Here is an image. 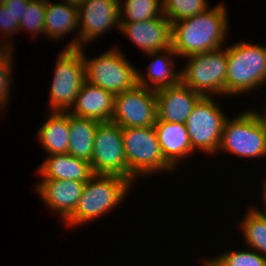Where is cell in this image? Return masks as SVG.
<instances>
[{
  "instance_id": "cell-1",
  "label": "cell",
  "mask_w": 266,
  "mask_h": 266,
  "mask_svg": "<svg viewBox=\"0 0 266 266\" xmlns=\"http://www.w3.org/2000/svg\"><path fill=\"white\" fill-rule=\"evenodd\" d=\"M227 8L222 3L172 23L171 47L178 57L223 48L228 37Z\"/></svg>"
},
{
  "instance_id": "cell-2",
  "label": "cell",
  "mask_w": 266,
  "mask_h": 266,
  "mask_svg": "<svg viewBox=\"0 0 266 266\" xmlns=\"http://www.w3.org/2000/svg\"><path fill=\"white\" fill-rule=\"evenodd\" d=\"M133 184L119 175L94 174L85 183L75 211L63 224L78 227L105 216L123 203Z\"/></svg>"
},
{
  "instance_id": "cell-3",
  "label": "cell",
  "mask_w": 266,
  "mask_h": 266,
  "mask_svg": "<svg viewBox=\"0 0 266 266\" xmlns=\"http://www.w3.org/2000/svg\"><path fill=\"white\" fill-rule=\"evenodd\" d=\"M266 84V46L239 41L227 47L226 96H245Z\"/></svg>"
},
{
  "instance_id": "cell-4",
  "label": "cell",
  "mask_w": 266,
  "mask_h": 266,
  "mask_svg": "<svg viewBox=\"0 0 266 266\" xmlns=\"http://www.w3.org/2000/svg\"><path fill=\"white\" fill-rule=\"evenodd\" d=\"M121 130L129 180L132 183L142 177L154 176L157 172L175 171L163 156L154 126L127 127Z\"/></svg>"
},
{
  "instance_id": "cell-5",
  "label": "cell",
  "mask_w": 266,
  "mask_h": 266,
  "mask_svg": "<svg viewBox=\"0 0 266 266\" xmlns=\"http://www.w3.org/2000/svg\"><path fill=\"white\" fill-rule=\"evenodd\" d=\"M83 48L81 55L84 61L85 81L114 95L131 90L138 84L137 69L118 46L89 59Z\"/></svg>"
},
{
  "instance_id": "cell-6",
  "label": "cell",
  "mask_w": 266,
  "mask_h": 266,
  "mask_svg": "<svg viewBox=\"0 0 266 266\" xmlns=\"http://www.w3.org/2000/svg\"><path fill=\"white\" fill-rule=\"evenodd\" d=\"M180 69V81L203 97L225 96L227 48L192 54Z\"/></svg>"
},
{
  "instance_id": "cell-7",
  "label": "cell",
  "mask_w": 266,
  "mask_h": 266,
  "mask_svg": "<svg viewBox=\"0 0 266 266\" xmlns=\"http://www.w3.org/2000/svg\"><path fill=\"white\" fill-rule=\"evenodd\" d=\"M220 150L246 159L266 157V132L250 108L226 119L217 154Z\"/></svg>"
},
{
  "instance_id": "cell-8",
  "label": "cell",
  "mask_w": 266,
  "mask_h": 266,
  "mask_svg": "<svg viewBox=\"0 0 266 266\" xmlns=\"http://www.w3.org/2000/svg\"><path fill=\"white\" fill-rule=\"evenodd\" d=\"M49 93V110L68 112L85 82L81 48H64L55 63Z\"/></svg>"
},
{
  "instance_id": "cell-9",
  "label": "cell",
  "mask_w": 266,
  "mask_h": 266,
  "mask_svg": "<svg viewBox=\"0 0 266 266\" xmlns=\"http://www.w3.org/2000/svg\"><path fill=\"white\" fill-rule=\"evenodd\" d=\"M215 97H202L186 121L192 150L201 151L210 157L217 155L223 126L228 118Z\"/></svg>"
},
{
  "instance_id": "cell-10",
  "label": "cell",
  "mask_w": 266,
  "mask_h": 266,
  "mask_svg": "<svg viewBox=\"0 0 266 266\" xmlns=\"http://www.w3.org/2000/svg\"><path fill=\"white\" fill-rule=\"evenodd\" d=\"M79 33L65 48H82L112 28L120 30V0H83L78 3Z\"/></svg>"
},
{
  "instance_id": "cell-11",
  "label": "cell",
  "mask_w": 266,
  "mask_h": 266,
  "mask_svg": "<svg viewBox=\"0 0 266 266\" xmlns=\"http://www.w3.org/2000/svg\"><path fill=\"white\" fill-rule=\"evenodd\" d=\"M90 165L94 174L119 175L129 180L120 126L112 122L98 125Z\"/></svg>"
},
{
  "instance_id": "cell-12",
  "label": "cell",
  "mask_w": 266,
  "mask_h": 266,
  "mask_svg": "<svg viewBox=\"0 0 266 266\" xmlns=\"http://www.w3.org/2000/svg\"><path fill=\"white\" fill-rule=\"evenodd\" d=\"M157 120L156 91L138 84L115 95L110 122L121 128L154 126Z\"/></svg>"
},
{
  "instance_id": "cell-13",
  "label": "cell",
  "mask_w": 266,
  "mask_h": 266,
  "mask_svg": "<svg viewBox=\"0 0 266 266\" xmlns=\"http://www.w3.org/2000/svg\"><path fill=\"white\" fill-rule=\"evenodd\" d=\"M120 33L127 36L144 54L171 47L172 24L164 14L142 22L120 23Z\"/></svg>"
},
{
  "instance_id": "cell-14",
  "label": "cell",
  "mask_w": 266,
  "mask_h": 266,
  "mask_svg": "<svg viewBox=\"0 0 266 266\" xmlns=\"http://www.w3.org/2000/svg\"><path fill=\"white\" fill-rule=\"evenodd\" d=\"M86 182L74 180L41 179L36 183L35 193L44 202L50 212L58 213L65 222L75 211L78 199L82 195Z\"/></svg>"
},
{
  "instance_id": "cell-15",
  "label": "cell",
  "mask_w": 266,
  "mask_h": 266,
  "mask_svg": "<svg viewBox=\"0 0 266 266\" xmlns=\"http://www.w3.org/2000/svg\"><path fill=\"white\" fill-rule=\"evenodd\" d=\"M203 96L181 81L156 91L157 120L169 123H186L197 102Z\"/></svg>"
},
{
  "instance_id": "cell-16",
  "label": "cell",
  "mask_w": 266,
  "mask_h": 266,
  "mask_svg": "<svg viewBox=\"0 0 266 266\" xmlns=\"http://www.w3.org/2000/svg\"><path fill=\"white\" fill-rule=\"evenodd\" d=\"M114 99L112 92L85 81L68 112L77 117L110 122L114 113Z\"/></svg>"
},
{
  "instance_id": "cell-17",
  "label": "cell",
  "mask_w": 266,
  "mask_h": 266,
  "mask_svg": "<svg viewBox=\"0 0 266 266\" xmlns=\"http://www.w3.org/2000/svg\"><path fill=\"white\" fill-rule=\"evenodd\" d=\"M154 128L165 160L177 170L183 160L194 154L186 124L156 121Z\"/></svg>"
},
{
  "instance_id": "cell-18",
  "label": "cell",
  "mask_w": 266,
  "mask_h": 266,
  "mask_svg": "<svg viewBox=\"0 0 266 266\" xmlns=\"http://www.w3.org/2000/svg\"><path fill=\"white\" fill-rule=\"evenodd\" d=\"M146 55L153 60L149 63L145 74L137 70L139 86L157 91L180 82L181 71L176 70V62L174 60L175 57H179L173 51L172 47L164 51L153 52Z\"/></svg>"
},
{
  "instance_id": "cell-19",
  "label": "cell",
  "mask_w": 266,
  "mask_h": 266,
  "mask_svg": "<svg viewBox=\"0 0 266 266\" xmlns=\"http://www.w3.org/2000/svg\"><path fill=\"white\" fill-rule=\"evenodd\" d=\"M40 179L74 180L87 182L93 175L89 162L69 153L48 155L38 166Z\"/></svg>"
},
{
  "instance_id": "cell-20",
  "label": "cell",
  "mask_w": 266,
  "mask_h": 266,
  "mask_svg": "<svg viewBox=\"0 0 266 266\" xmlns=\"http://www.w3.org/2000/svg\"><path fill=\"white\" fill-rule=\"evenodd\" d=\"M78 3L62 0L53 3L46 0L45 35L52 41H60L76 30L79 32Z\"/></svg>"
},
{
  "instance_id": "cell-21",
  "label": "cell",
  "mask_w": 266,
  "mask_h": 266,
  "mask_svg": "<svg viewBox=\"0 0 266 266\" xmlns=\"http://www.w3.org/2000/svg\"><path fill=\"white\" fill-rule=\"evenodd\" d=\"M48 116L37 132L39 144L48 155L65 154L70 140L68 112L49 111Z\"/></svg>"
},
{
  "instance_id": "cell-22",
  "label": "cell",
  "mask_w": 266,
  "mask_h": 266,
  "mask_svg": "<svg viewBox=\"0 0 266 266\" xmlns=\"http://www.w3.org/2000/svg\"><path fill=\"white\" fill-rule=\"evenodd\" d=\"M100 123L98 120L77 117L68 112L70 140L67 153L90 163L94 138Z\"/></svg>"
},
{
  "instance_id": "cell-23",
  "label": "cell",
  "mask_w": 266,
  "mask_h": 266,
  "mask_svg": "<svg viewBox=\"0 0 266 266\" xmlns=\"http://www.w3.org/2000/svg\"><path fill=\"white\" fill-rule=\"evenodd\" d=\"M246 210L247 213L240 221V233L242 231L248 248L266 257V214L257 211L253 205Z\"/></svg>"
},
{
  "instance_id": "cell-24",
  "label": "cell",
  "mask_w": 266,
  "mask_h": 266,
  "mask_svg": "<svg viewBox=\"0 0 266 266\" xmlns=\"http://www.w3.org/2000/svg\"><path fill=\"white\" fill-rule=\"evenodd\" d=\"M162 15V0H120V23L142 22Z\"/></svg>"
},
{
  "instance_id": "cell-25",
  "label": "cell",
  "mask_w": 266,
  "mask_h": 266,
  "mask_svg": "<svg viewBox=\"0 0 266 266\" xmlns=\"http://www.w3.org/2000/svg\"><path fill=\"white\" fill-rule=\"evenodd\" d=\"M225 251L205 260L211 266H266V257L251 248Z\"/></svg>"
},
{
  "instance_id": "cell-26",
  "label": "cell",
  "mask_w": 266,
  "mask_h": 266,
  "mask_svg": "<svg viewBox=\"0 0 266 266\" xmlns=\"http://www.w3.org/2000/svg\"><path fill=\"white\" fill-rule=\"evenodd\" d=\"M163 14L172 23L192 17L210 8L207 0H162Z\"/></svg>"
},
{
  "instance_id": "cell-27",
  "label": "cell",
  "mask_w": 266,
  "mask_h": 266,
  "mask_svg": "<svg viewBox=\"0 0 266 266\" xmlns=\"http://www.w3.org/2000/svg\"><path fill=\"white\" fill-rule=\"evenodd\" d=\"M45 13L46 0H30L21 17L19 32L21 30L30 32L32 38L41 34L45 36Z\"/></svg>"
},
{
  "instance_id": "cell-28",
  "label": "cell",
  "mask_w": 266,
  "mask_h": 266,
  "mask_svg": "<svg viewBox=\"0 0 266 266\" xmlns=\"http://www.w3.org/2000/svg\"><path fill=\"white\" fill-rule=\"evenodd\" d=\"M14 49L7 48L0 55V110L7 108L8 98L11 95V85L13 84L12 69L14 62Z\"/></svg>"
},
{
  "instance_id": "cell-29",
  "label": "cell",
  "mask_w": 266,
  "mask_h": 266,
  "mask_svg": "<svg viewBox=\"0 0 266 266\" xmlns=\"http://www.w3.org/2000/svg\"><path fill=\"white\" fill-rule=\"evenodd\" d=\"M19 21L14 17V15L4 6H0V34L3 38V44L6 48L14 49V41H12V36L19 33ZM11 38V39H10ZM9 39L10 41H8Z\"/></svg>"
},
{
  "instance_id": "cell-30",
  "label": "cell",
  "mask_w": 266,
  "mask_h": 266,
  "mask_svg": "<svg viewBox=\"0 0 266 266\" xmlns=\"http://www.w3.org/2000/svg\"><path fill=\"white\" fill-rule=\"evenodd\" d=\"M29 1L30 0H6L4 6L20 22L21 17L24 13V10H26Z\"/></svg>"
},
{
  "instance_id": "cell-31",
  "label": "cell",
  "mask_w": 266,
  "mask_h": 266,
  "mask_svg": "<svg viewBox=\"0 0 266 266\" xmlns=\"http://www.w3.org/2000/svg\"><path fill=\"white\" fill-rule=\"evenodd\" d=\"M265 109L262 110L263 111V114L260 113V111L258 110H253V113L256 115L257 119L259 120L260 124L262 125V127L264 128V131L266 132V104H265Z\"/></svg>"
},
{
  "instance_id": "cell-32",
  "label": "cell",
  "mask_w": 266,
  "mask_h": 266,
  "mask_svg": "<svg viewBox=\"0 0 266 266\" xmlns=\"http://www.w3.org/2000/svg\"><path fill=\"white\" fill-rule=\"evenodd\" d=\"M266 176V175H265ZM265 180L263 181V183H262V188H261V192H263V193H261L262 194V199H263V201H261V202H263V206L262 207H264V208H262V209H264V210H262V209H259L256 205H254L253 207L257 210V211H259V212H261V213H263V214H266V177L264 178ZM256 206V207H255ZM264 211V212H263Z\"/></svg>"
},
{
  "instance_id": "cell-33",
  "label": "cell",
  "mask_w": 266,
  "mask_h": 266,
  "mask_svg": "<svg viewBox=\"0 0 266 266\" xmlns=\"http://www.w3.org/2000/svg\"><path fill=\"white\" fill-rule=\"evenodd\" d=\"M7 48L3 43H0V55L6 50Z\"/></svg>"
},
{
  "instance_id": "cell-34",
  "label": "cell",
  "mask_w": 266,
  "mask_h": 266,
  "mask_svg": "<svg viewBox=\"0 0 266 266\" xmlns=\"http://www.w3.org/2000/svg\"><path fill=\"white\" fill-rule=\"evenodd\" d=\"M67 1H69V2H74V3H79V2H81V1H83V0H67Z\"/></svg>"
},
{
  "instance_id": "cell-35",
  "label": "cell",
  "mask_w": 266,
  "mask_h": 266,
  "mask_svg": "<svg viewBox=\"0 0 266 266\" xmlns=\"http://www.w3.org/2000/svg\"><path fill=\"white\" fill-rule=\"evenodd\" d=\"M203 266H211L205 259H204V262L202 264Z\"/></svg>"
},
{
  "instance_id": "cell-36",
  "label": "cell",
  "mask_w": 266,
  "mask_h": 266,
  "mask_svg": "<svg viewBox=\"0 0 266 266\" xmlns=\"http://www.w3.org/2000/svg\"><path fill=\"white\" fill-rule=\"evenodd\" d=\"M5 1H6V0H0V6H1V5H4Z\"/></svg>"
}]
</instances>
